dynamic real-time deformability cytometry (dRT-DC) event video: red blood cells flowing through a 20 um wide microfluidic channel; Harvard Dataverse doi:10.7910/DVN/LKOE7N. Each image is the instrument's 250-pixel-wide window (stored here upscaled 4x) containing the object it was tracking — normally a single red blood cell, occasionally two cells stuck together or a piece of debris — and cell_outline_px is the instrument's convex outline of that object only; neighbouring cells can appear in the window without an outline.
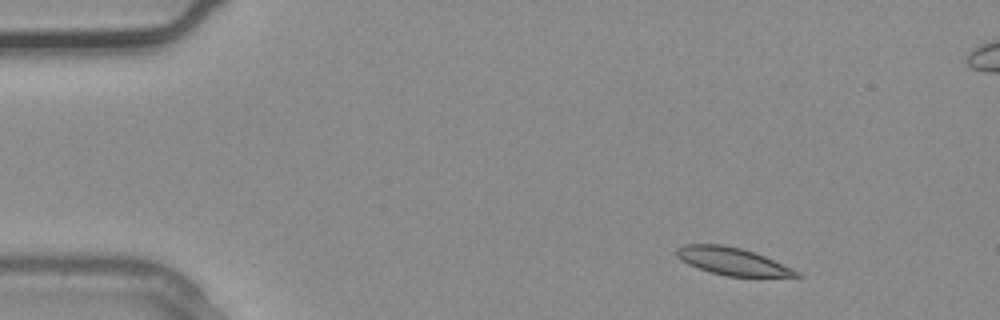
{"species": "common noctule bat (a hibernating species)", "species_latin": "Nyctalus noctula", "temperature_condition": "warm", "stored_images_in_passage": 3, "camera_frame_rate_fps": 3000, "um_per_image_px": 0.085, "animal": {"sex": "male", "body_mass_g": 20.4}, "frame": {"image": 1, "passage_image": 1, "time_ms": 0.0, "image_size_px": [1000, 320], "cell_outline_px": [[804, 276], [728, 276], [712, 272], [688, 264], [680, 260], [676, 256], [676, 248], [684, 244], [720, 244], [740, 248], [764, 256], [792, 268], [800, 272]], "centroid_in_image_um": [62.22, 22.2], "position_along_channel_um": 22.8, "area_um2": 18.84}}